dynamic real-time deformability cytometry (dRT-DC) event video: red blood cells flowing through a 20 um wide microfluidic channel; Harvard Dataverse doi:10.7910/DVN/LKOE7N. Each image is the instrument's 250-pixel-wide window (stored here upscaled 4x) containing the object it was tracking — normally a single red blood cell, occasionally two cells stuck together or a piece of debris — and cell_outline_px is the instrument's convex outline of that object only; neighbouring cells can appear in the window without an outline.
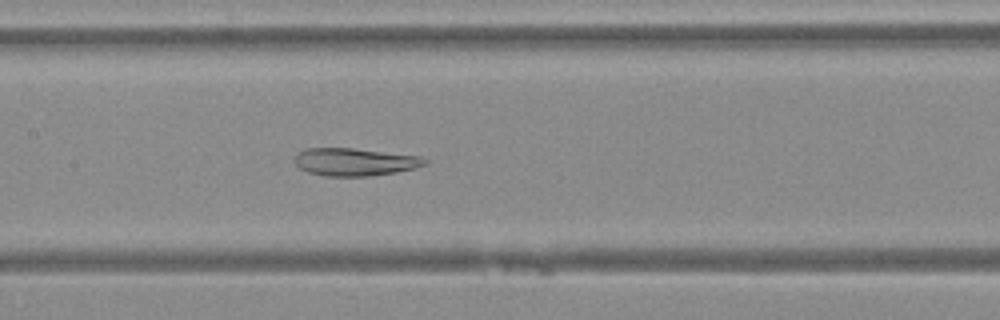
{"species": "Egyptian fruit bat (a non-hibernating species)", "species_latin": "Rousettus aegyptiacus", "temperature_condition": "warm", "stored_images_in_passage": 39, "camera_frame_rate_fps": 3000, "um_per_image_px": 0.085, "animal": {"sex": "female"}, "frame": {"image": 1, "passage_image": 14, "time_ms": 4.333, "image_size_px": [1000, 320], "cell_outline_px": [[428, 164], [396, 172], [368, 176], [324, 176], [308, 172], [300, 168], [296, 164], [296, 152], [304, 148], [352, 148], [420, 156], [428, 160]], "centroid_in_image_um": [30.14, 13.76], "position_along_channel_um": 177.3, "area_um2": 20.92}}
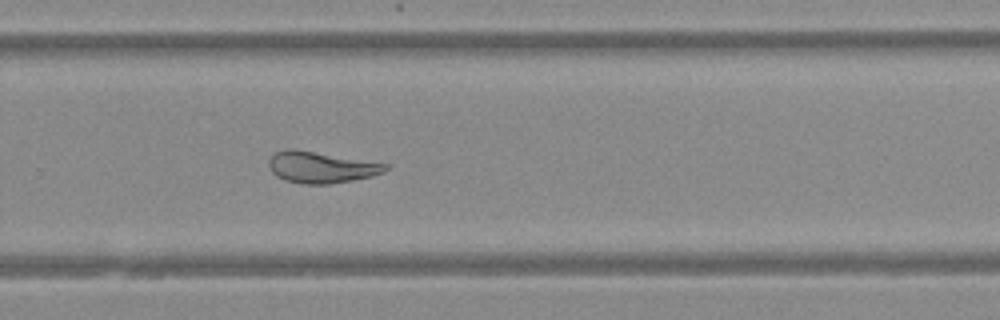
{"frame": {"image": 2, "passage_image": 23, "time_ms": 7.333, "image_size_px": [1000, 320], "cell_outline_px": [[388, 168], [384, 172], [372, 176], [352, 180], [328, 184], [304, 184], [284, 180], [276, 176], [272, 172], [268, 164], [268, 160], [276, 152], [284, 148], [296, 148], [388, 164]], "centroid_in_image_um": [27.26, 14.2], "position_along_channel_um": 302.5, "area_um2": 21.44}}
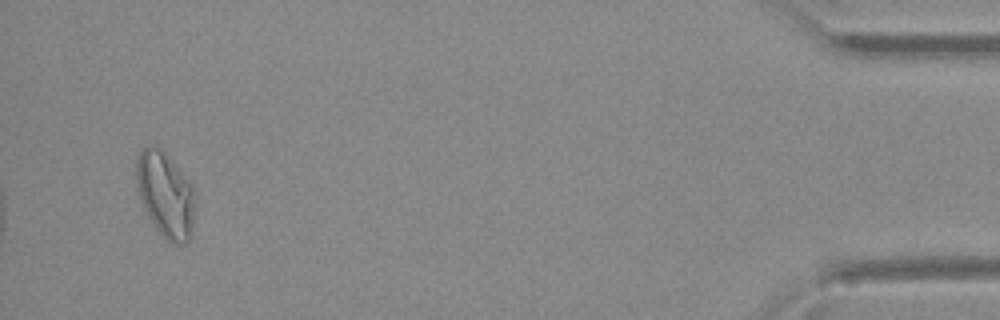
{"frame": {"image": 3, "passage_image": 37, "time_ms": 12.0, "image_size_px": [1000, 320], "cell_outline_px": [[192, 236], [188, 244], [172, 244], [156, 228], [148, 216], [140, 196], [136, 180], [136, 156], [144, 148], [152, 144], [160, 144], [192, 184]], "centroid_in_image_um": [14.04, 16.48], "position_along_channel_um": 421.2, "area_um2": 29.13}}